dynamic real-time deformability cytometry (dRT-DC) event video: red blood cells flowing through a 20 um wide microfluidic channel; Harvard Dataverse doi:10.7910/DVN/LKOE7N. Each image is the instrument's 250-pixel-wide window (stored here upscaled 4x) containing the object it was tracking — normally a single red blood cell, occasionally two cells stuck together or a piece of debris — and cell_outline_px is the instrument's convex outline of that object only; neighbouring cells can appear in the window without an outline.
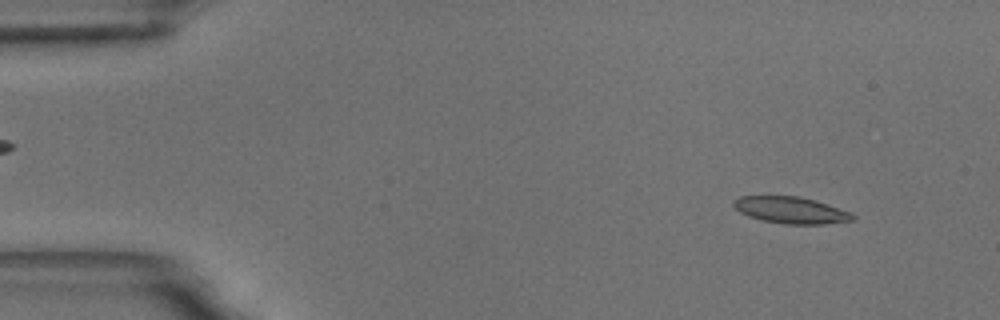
{"species": "common noctule bat (a hibernating species)", "species_latin": "Nyctalus noctula", "temperature_condition": "room temperature", "stored_images_in_passage": 4, "camera_frame_rate_fps": 3000, "um_per_image_px": 0.085, "animal": {"sex": "male", "body_mass_g": 18.8}, "frame": {"image": 1, "passage_image": 1, "time_ms": 0.0, "image_size_px": [1000, 320], "cell_outline_px": [[856, 220], [824, 224], [784, 224], [764, 220], [748, 216], [740, 212], [732, 204], [740, 196], [796, 196], [828, 204], [852, 212], [856, 216]], "centroid_in_image_um": [67.28, 17.87], "position_along_channel_um": 17.7, "area_um2": 18.38}}
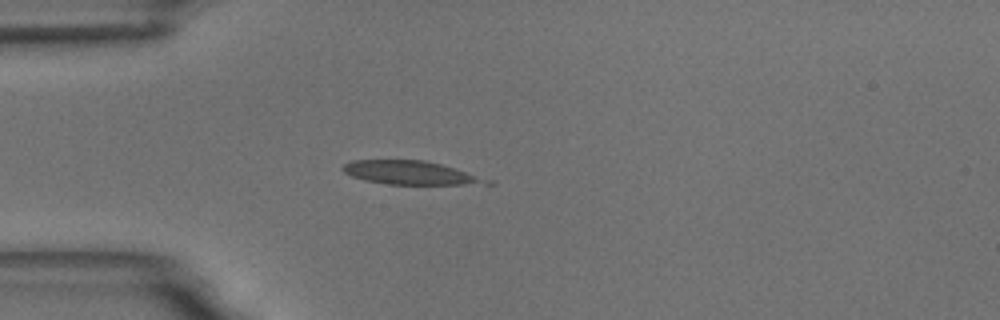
{"frame": {"image": 2, "passage_image": 4, "time_ms": 3.333, "image_size_px": [1000, 320], "cell_outline_px": [[496, 184], [388, 184], [364, 180], [352, 176], [344, 172], [340, 168], [344, 164], [352, 160], [424, 160], [440, 164], [492, 180]], "centroid_in_image_um": [34.86, 14.68], "position_along_channel_um": 50.1, "area_um2": 19.54}}